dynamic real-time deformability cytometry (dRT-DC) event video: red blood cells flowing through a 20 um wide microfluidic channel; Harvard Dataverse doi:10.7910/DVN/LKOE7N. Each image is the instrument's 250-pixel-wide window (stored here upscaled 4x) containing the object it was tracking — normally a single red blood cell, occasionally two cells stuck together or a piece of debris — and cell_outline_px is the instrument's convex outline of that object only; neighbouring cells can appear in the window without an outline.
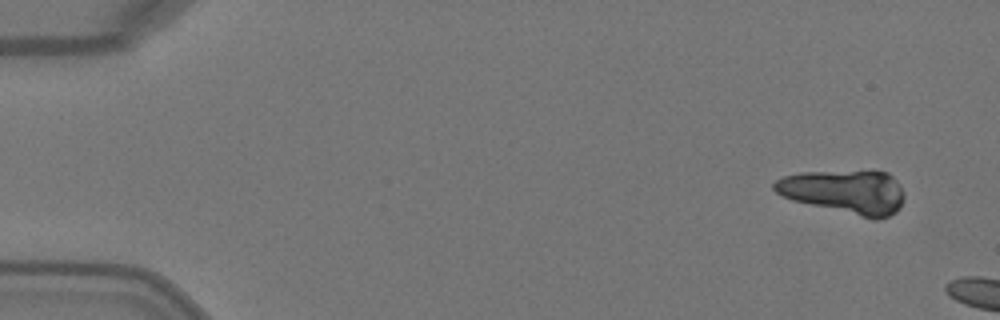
{"species": "Egyptian fruit bat (a non-hibernating species)", "species_latin": "Rousettus aegyptiacus", "temperature_condition": "warm", "stored_images_in_passage": 2, "camera_frame_rate_fps": 3000, "um_per_image_px": 0.085, "animal": {"sex": "female"}, "frame": {"image": 1, "passage_image": 1, "time_ms": 0.0, "image_size_px": [1000, 320], "cell_outline_px": [[904, 200], [900, 208], [896, 212], [888, 216], [876, 220], [872, 220], [792, 200], [776, 192], [772, 188], [772, 184], [776, 180], [784, 176], [800, 172], [888, 172], [900, 184], [904, 196]], "centroid_in_image_um": [71.82, 16.33], "position_along_channel_um": 13.2, "area_um2": 33.18}}